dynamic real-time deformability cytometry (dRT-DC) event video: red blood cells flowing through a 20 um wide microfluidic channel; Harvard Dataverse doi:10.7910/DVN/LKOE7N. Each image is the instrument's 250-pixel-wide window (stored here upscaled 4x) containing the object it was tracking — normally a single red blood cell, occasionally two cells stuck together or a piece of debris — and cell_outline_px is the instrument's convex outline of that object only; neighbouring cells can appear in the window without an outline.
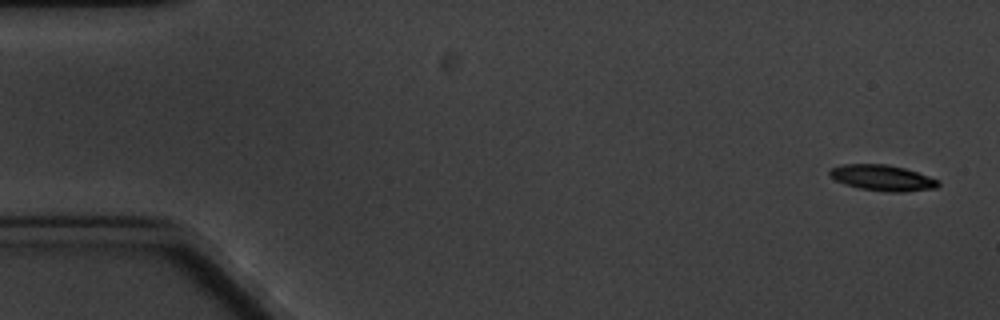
{"species": "common noctule bat (a hibernating species)", "species_latin": "Nyctalus noctula", "temperature_condition": "cold", "stored_images_in_passage": 7, "camera_frame_rate_fps": 3000, "um_per_image_px": 0.085, "animal": {"sex": "male", "body_mass_g": 20.1, "forearm_length_mm": 53.5}, "frame": {"image": 1, "passage_image": 1, "time_ms": 0.0, "image_size_px": [1000, 320], "cell_outline_px": [[940, 184], [936, 188], [904, 192], [884, 192], [860, 188], [844, 184], [836, 180], [828, 172], [832, 168], [840, 164], [888, 164], [904, 168], [940, 180]], "centroid_in_image_um": [75.02, 15.12], "position_along_channel_um": 10.0, "area_um2": 16.36}}
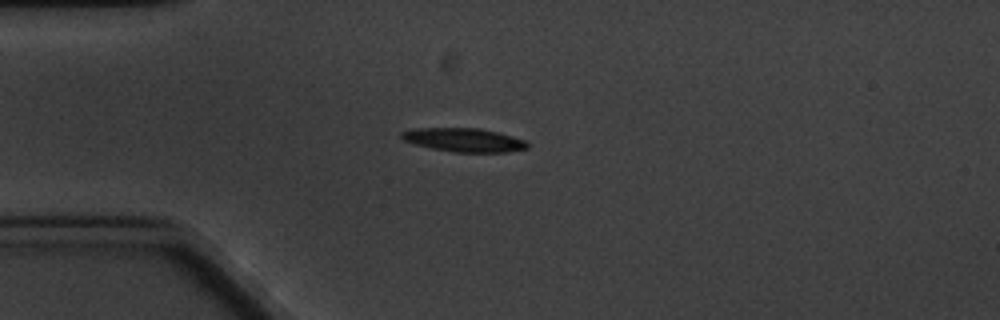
{"frame": {"image": 2, "passage_image": 4, "time_ms": 4.333, "image_size_px": [1000, 320], "cell_outline_px": [[528, 148], [504, 152], [452, 152], [432, 148], [416, 144], [404, 140], [400, 136], [400, 132], [416, 128], [480, 128], [528, 140]], "centroid_in_image_um": [39.45, 11.89], "position_along_channel_um": 45.5, "area_um2": 17.28}}